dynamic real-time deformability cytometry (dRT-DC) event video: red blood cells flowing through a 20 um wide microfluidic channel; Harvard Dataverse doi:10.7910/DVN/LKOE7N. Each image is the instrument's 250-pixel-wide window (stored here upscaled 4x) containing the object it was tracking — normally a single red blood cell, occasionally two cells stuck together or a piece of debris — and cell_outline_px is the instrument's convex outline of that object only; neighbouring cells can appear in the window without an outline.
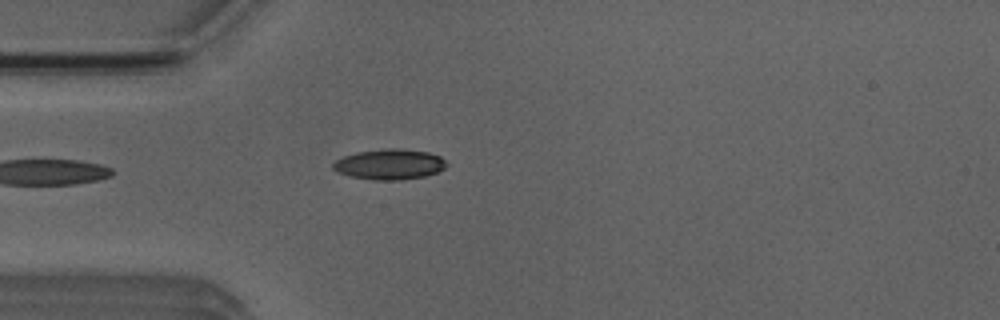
{"species": "Egyptian fruit bat (a non-hibernating species)", "species_latin": "Rousettus aegyptiacus", "temperature_condition": "room temperature", "stored_images_in_passage": 1, "camera_frame_rate_fps": 3000, "um_per_image_px": 0.085, "animal": {"sex": "male"}, "frame": {"image": 1, "passage_image": 1, "time_ms": 0.0, "image_size_px": [1000, 320], "cell_outline_px": [[444, 168], [436, 172], [424, 176], [400, 180], [376, 180], [348, 176], [336, 172], [332, 168], [332, 164], [336, 160], [344, 156], [356, 152], [388, 148], [400, 148], [428, 152], [440, 156], [444, 160]], "centroid_in_image_um": [33.05, 13.96], "position_along_channel_um": 51.9, "area_um2": 20.06}}